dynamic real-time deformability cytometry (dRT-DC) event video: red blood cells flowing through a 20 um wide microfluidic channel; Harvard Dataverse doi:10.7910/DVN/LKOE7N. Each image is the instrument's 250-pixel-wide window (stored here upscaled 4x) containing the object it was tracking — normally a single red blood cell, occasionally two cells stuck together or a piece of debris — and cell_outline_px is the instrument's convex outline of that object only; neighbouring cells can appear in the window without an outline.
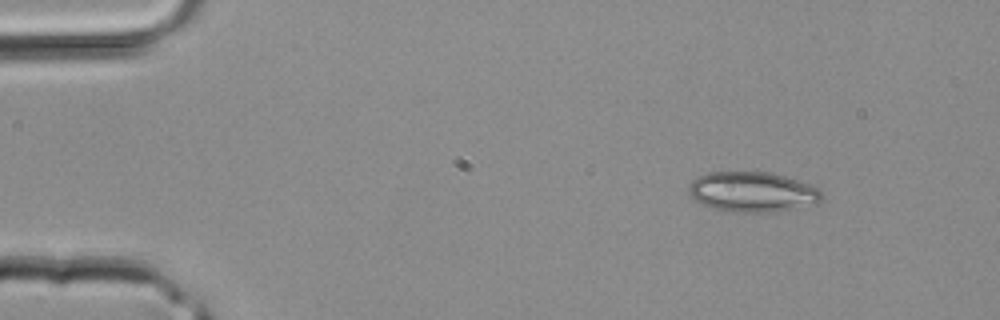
{"species": "common noctule bat (a hibernating species)", "species_latin": "Nyctalus noctula", "temperature_condition": "room temperature", "stored_images_in_passage": 2, "camera_frame_rate_fps": 3000, "um_per_image_px": 0.085, "animal": {"sex": "male", "body_mass_g": 20.4}, "frame": {"image": 1, "passage_image": 1, "time_ms": 0.0, "image_size_px": [1000, 320], "cell_outline_px": [[820, 200], [816, 204], [776, 212], [724, 212], [712, 208], [696, 200], [688, 192], [688, 184], [692, 180], [708, 172], [768, 172], [784, 176], [812, 184], [820, 188]], "centroid_in_image_um": [63.96, 16.32], "position_along_channel_um": 21.0, "area_um2": 31.27}}